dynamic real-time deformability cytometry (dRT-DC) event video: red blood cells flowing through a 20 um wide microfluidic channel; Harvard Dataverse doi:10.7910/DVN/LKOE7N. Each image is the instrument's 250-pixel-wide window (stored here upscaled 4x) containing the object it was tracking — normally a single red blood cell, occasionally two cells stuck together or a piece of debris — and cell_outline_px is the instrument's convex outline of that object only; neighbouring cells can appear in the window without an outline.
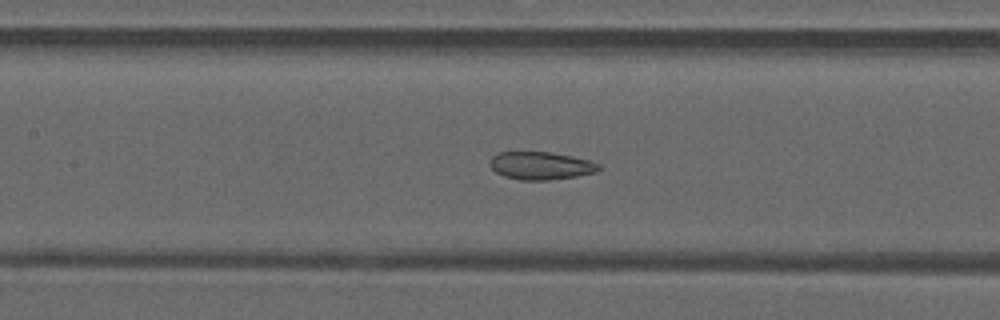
{"species": "common noctule bat (a hibernating species)", "species_latin": "Nyctalus noctula", "temperature_condition": "warm", "stored_images_in_passage": 38, "camera_frame_rate_fps": 3000, "um_per_image_px": 0.085, "animal": {"sex": "male", "forearm_length_mm": 52.5}, "frame": {"image": 1, "passage_image": 11, "time_ms": 3.333, "image_size_px": [1000, 320], "cell_outline_px": [[600, 168], [596, 172], [576, 176], [548, 180], [520, 180], [504, 176], [496, 172], [488, 164], [492, 156], [500, 152], [548, 152], [572, 156], [588, 160], [600, 164]], "centroid_in_image_um": [45.95, 14.08], "position_along_channel_um": 161.5, "area_um2": 17.57}}
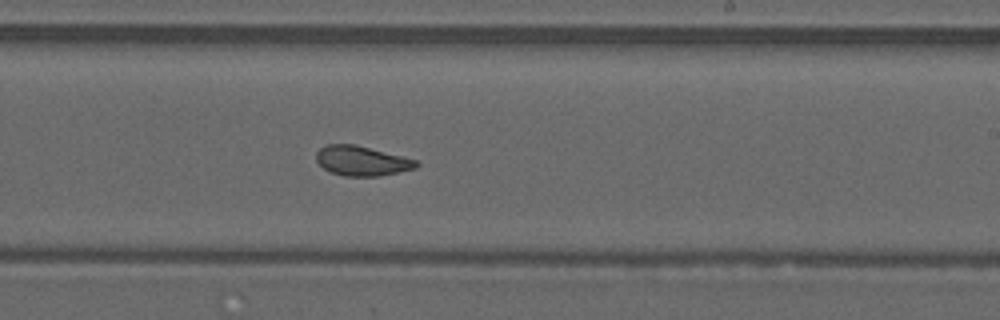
{"frame": {"image": 2, "passage_image": 18, "time_ms": 5.667, "image_size_px": [1000, 320], "cell_outline_px": [[420, 164], [416, 168], [380, 176], [344, 176], [332, 172], [324, 168], [316, 160], [316, 152], [320, 148], [328, 144], [356, 144], [420, 160]], "centroid_in_image_um": [30.8, 13.66], "position_along_channel_um": 258.2, "area_um2": 17.51}}
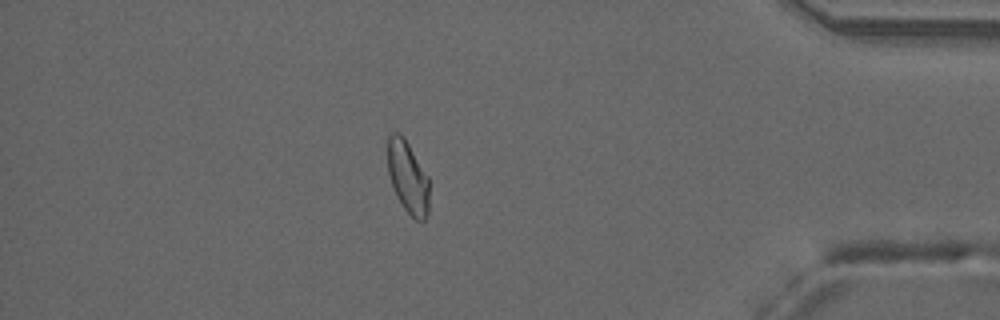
{"frame": {"image": 3, "passage_image": 31, "time_ms": 10.0, "image_size_px": [1000, 320], "cell_outline_px": [[428, 212], [424, 220], [416, 220], [404, 208], [396, 196], [388, 172], [388, 136], [392, 132], [400, 132], [404, 136], [428, 176]], "centroid_in_image_um": [34.66, 15.02], "position_along_channel_um": 400.5, "area_um2": 17.4}, "authors_computed_cell_mechanics": {"area_um2": 18.0047, "velocity_mm_per_s": 4.1637, "shape_relaxation_time_tau1_ms": null, "shape_relaxation_time_tau2_ms": 1.4546, "deformation_change_tau1": null, "deformation_change_tau2": 0.0688}}